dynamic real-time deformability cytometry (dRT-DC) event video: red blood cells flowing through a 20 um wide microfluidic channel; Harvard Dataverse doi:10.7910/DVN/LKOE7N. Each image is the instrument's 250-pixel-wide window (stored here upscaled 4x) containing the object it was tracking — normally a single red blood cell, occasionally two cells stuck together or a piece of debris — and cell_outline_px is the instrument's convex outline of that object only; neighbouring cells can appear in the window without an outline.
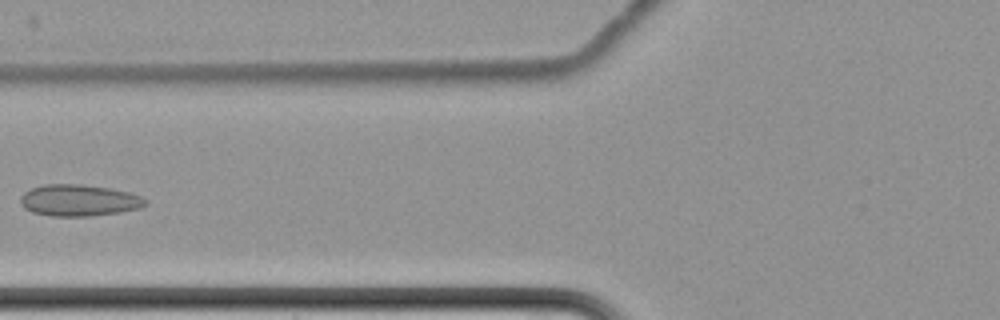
{"species": "common noctule bat (a hibernating species)", "species_latin": "Nyctalus noctula", "temperature_condition": "cold", "stored_images_in_passage": 7, "camera_frame_rate_fps": 3000, "um_per_image_px": 0.085, "animal": {"sex": "female", "body_mass_g": 22.7, "forearm_length_mm": 54.2}, "frame": {"image": 1, "passage_image": 7, "time_ms": 8.0, "image_size_px": [1000, 320], "cell_outline_px": [[148, 204], [140, 208], [120, 212], [88, 216], [52, 216], [32, 212], [24, 208], [20, 204], [20, 196], [24, 192], [32, 188], [44, 184], [80, 184], [108, 188], [128, 192], [140, 196], [148, 200]], "centroid_in_image_um": [6.7, 17.03], "position_along_channel_um": 119.1, "area_um2": 23.0}}